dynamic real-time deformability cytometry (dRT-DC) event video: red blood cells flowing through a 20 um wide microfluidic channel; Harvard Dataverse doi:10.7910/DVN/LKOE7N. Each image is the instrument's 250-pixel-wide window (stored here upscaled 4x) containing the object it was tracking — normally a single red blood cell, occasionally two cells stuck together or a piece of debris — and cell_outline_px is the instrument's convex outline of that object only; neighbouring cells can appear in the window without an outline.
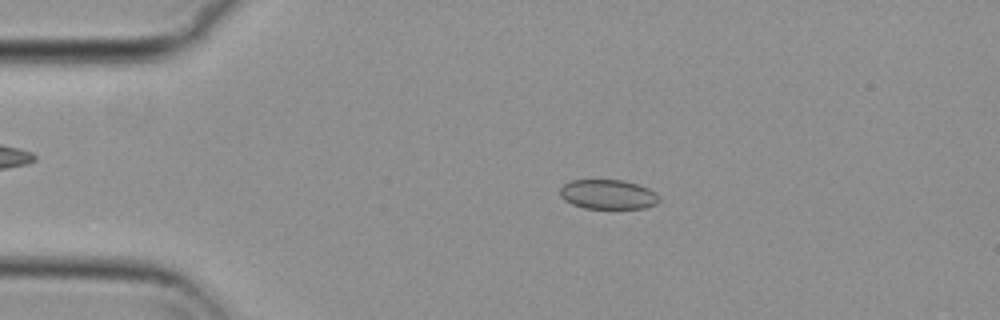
{"species": "common noctule bat (a hibernating species)", "species_latin": "Nyctalus noctula", "temperature_condition": "cold", "stored_images_in_passage": 55, "camera_frame_rate_fps": 3000, "um_per_image_px": 0.085, "animal": {"sex": "female", "body_mass_g": 29.2, "forearm_length_mm": 56.3}, "frame": {"image": 1, "passage_image": 11, "time_ms": 3.333, "image_size_px": [1000, 320], "cell_outline_px": [[660, 200], [656, 204], [644, 208], [584, 208], [572, 204], [564, 200], [560, 196], [560, 188], [564, 184], [572, 180], [624, 180], [648, 188], [656, 192], [660, 196]], "centroid_in_image_um": [51.69, 16.52], "position_along_channel_um": 33.3, "area_um2": 17.11}}
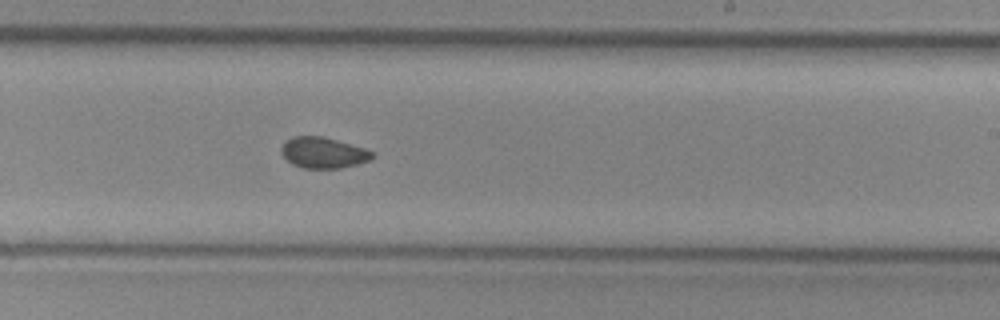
{"frame": {"image": 2, "passage_image": 33, "time_ms": 10.667, "image_size_px": [1000, 320], "cell_outline_px": [[376, 156], [372, 160], [340, 168], [304, 168], [292, 164], [280, 152], [280, 148], [292, 136], [324, 136], [364, 148], [376, 152]], "centroid_in_image_um": [27.52, 12.98], "position_along_channel_um": 261.5, "area_um2": 16.47}}
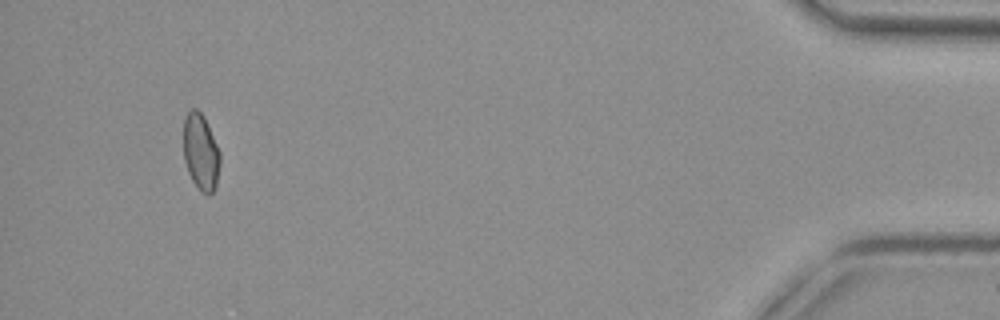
{"frame": {"image": 3, "passage_image": 52, "time_ms": 17.0, "image_size_px": [1000, 320], "cell_outline_px": [[220, 164], [216, 188], [208, 196], [200, 192], [192, 180], [188, 172], [184, 160], [184, 116], [192, 108], [196, 108], [204, 116], [220, 152]], "centroid_in_image_um": [17.07, 12.95], "position_along_channel_um": 418.1, "area_um2": 16.47}, "authors_computed_cell_mechanics": {"area_um2": 16.762, "velocity_mm_per_s": 3.7032, "shape_relaxation_time_tau1_ms": null, "shape_relaxation_time_tau2_ms": 2.6401, "deformation_change_tau1": null, "deformation_change_tau2": 0.0556}}